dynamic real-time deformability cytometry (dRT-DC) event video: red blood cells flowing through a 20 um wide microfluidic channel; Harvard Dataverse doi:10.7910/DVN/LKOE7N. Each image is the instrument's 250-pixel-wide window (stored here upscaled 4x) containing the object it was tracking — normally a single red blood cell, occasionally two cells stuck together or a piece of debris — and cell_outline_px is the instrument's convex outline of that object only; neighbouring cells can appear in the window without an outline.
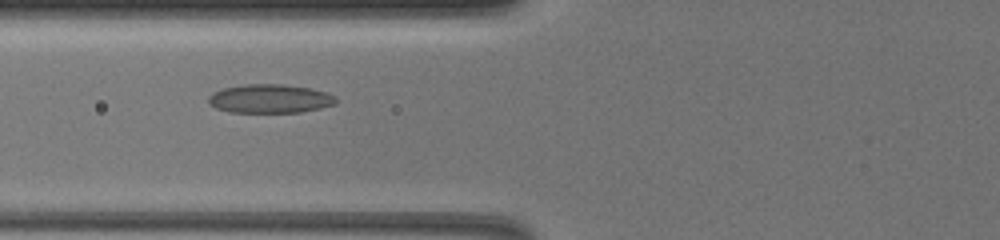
{"species": "common noctule bat (a hibernating species)", "species_latin": "Nyctalus noctula", "temperature_condition": "warm", "stored_images_in_passage": 59, "camera_frame_rate_fps": 3000, "um_per_image_px": 0.085, "animal": {"sex": "female", "body_mass_g": 19.5, "forearm_length_mm": 54.1}, "frame": {"image": 1, "passage_image": 21, "time_ms": 6.667, "image_size_px": [1000, 240], "cell_outline_px": [[336, 104], [320, 108], [300, 112], [232, 112], [216, 108], [208, 104], [208, 96], [212, 92], [220, 88], [244, 84], [284, 84], [308, 88], [324, 92], [336, 96]], "centroid_in_image_um": [22.89, 8.38], "position_along_channel_um": 102.9, "area_um2": 21.44}}
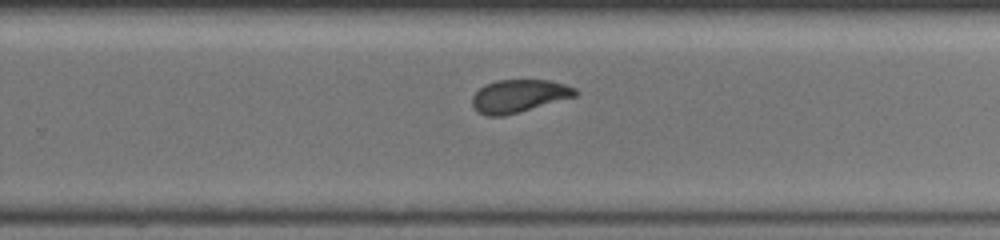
{"frame": {"image": 2, "passage_image": 38, "time_ms": 12.333, "image_size_px": [1000, 240], "cell_outline_px": [[580, 92], [576, 96], [504, 116], [488, 116], [476, 112], [472, 104], [472, 96], [484, 84], [496, 80], [552, 80], [576, 88]], "centroid_in_image_um": [44.1, 8.15], "position_along_channel_um": 285.7, "area_um2": 19.83}}
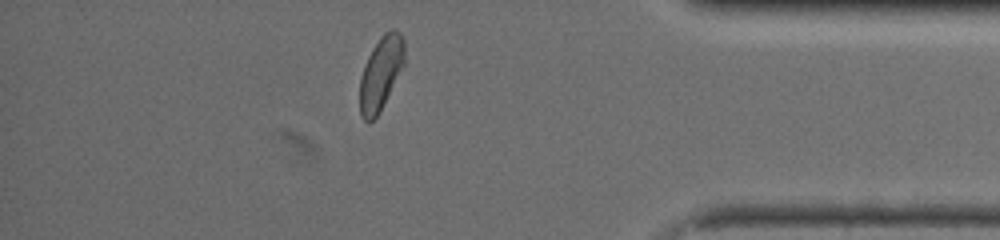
{"frame": {"image": 3, "passage_image": 51, "time_ms": 16.667, "image_size_px": [1000, 240], "cell_outline_px": [[404, 64], [380, 112], [368, 124], [360, 116], [360, 76], [364, 64], [372, 48], [380, 36], [384, 32], [392, 28], [400, 32], [404, 40]], "centroid_in_image_um": [32.36, 6.21], "position_along_channel_um": 402.8, "area_um2": 19.25}, "authors_computed_cell_mechanics": {"area_um2": 20.6346, "velocity_mm_per_s": 3.2278, "shape_relaxation_time_tau1_ms": 8.5497, "shape_relaxation_time_tau2_ms": 2.7876, "deformation_change_tau1": 0.1895, "deformation_change_tau2": 0.0723}}